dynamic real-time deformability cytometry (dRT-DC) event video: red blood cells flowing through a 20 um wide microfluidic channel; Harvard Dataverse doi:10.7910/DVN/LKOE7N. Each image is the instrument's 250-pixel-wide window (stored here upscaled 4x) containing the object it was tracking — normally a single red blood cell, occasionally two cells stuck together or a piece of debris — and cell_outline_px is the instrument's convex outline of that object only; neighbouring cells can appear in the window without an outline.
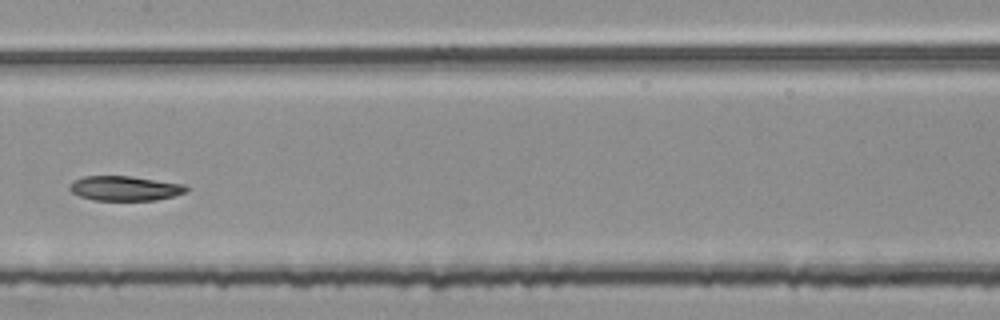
{"species": "common noctule bat (a hibernating species)", "species_latin": "Nyctalus noctula", "temperature_condition": "room temperature", "stored_images_in_passage": 9, "camera_frame_rate_fps": 3000, "um_per_image_px": 0.085, "animal": {"sex": "female", "body_mass_g": 25.1}, "frame": {"image": 1, "passage_image": 6, "time_ms": 1.667, "image_size_px": [1000, 320], "cell_outline_px": [[188, 192], [176, 196], [156, 200], [92, 200], [80, 196], [72, 192], [68, 188], [72, 180], [84, 176], [132, 176], [184, 184], [188, 188]], "centroid_in_image_um": [10.63, 16.01], "position_along_channel_um": 196.8, "area_um2": 16.99}}
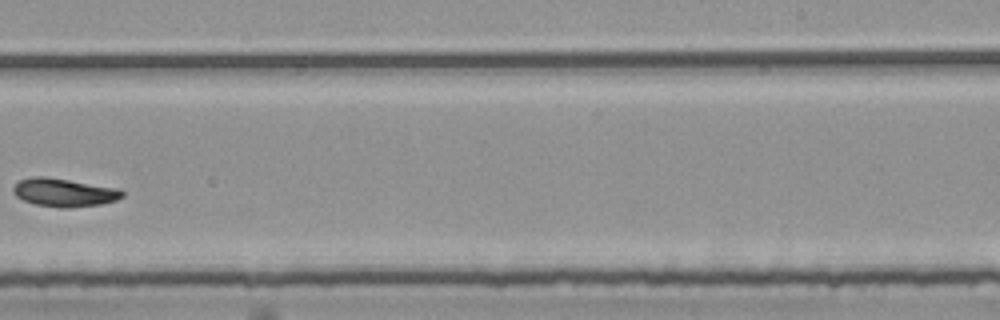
{"frame": {"image": 2, "passage_image": 8, "time_ms": 2.333, "image_size_px": [1000, 320], "cell_outline_px": [[124, 196], [116, 200], [100, 204], [68, 208], [64, 208], [32, 204], [16, 196], [12, 188], [20, 180], [32, 176], [44, 176], [120, 188], [124, 192]], "centroid_in_image_um": [5.46, 16.36], "position_along_channel_um": 283.5, "area_um2": 17.98}}
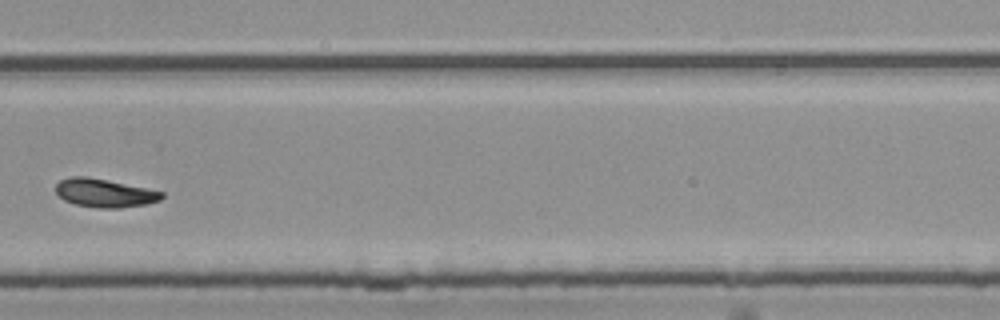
{"frame": {"image": 3, "passage_image": 9, "time_ms": 2.667, "image_size_px": [1000, 320], "cell_outline_px": [[164, 196], [160, 200], [144, 204], [116, 208], [100, 208], [76, 204], [64, 200], [56, 192], [56, 184], [60, 180], [72, 176], [84, 176], [108, 180], [164, 192]], "centroid_in_image_um": [8.87, 16.4], "position_along_channel_um": 320.9, "area_um2": 17.28}}